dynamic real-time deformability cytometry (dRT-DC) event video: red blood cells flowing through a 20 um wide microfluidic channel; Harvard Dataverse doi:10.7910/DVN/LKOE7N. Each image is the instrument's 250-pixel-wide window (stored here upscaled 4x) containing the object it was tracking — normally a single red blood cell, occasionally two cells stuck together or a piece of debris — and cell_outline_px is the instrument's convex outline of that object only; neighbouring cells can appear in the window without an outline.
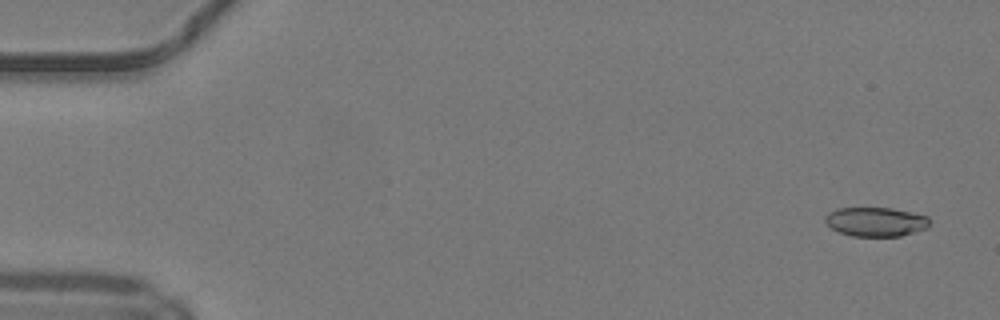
{"species": "common noctule bat (a hibernating species)", "species_latin": "Nyctalus noctula", "temperature_condition": "warm", "stored_images_in_passage": 50, "camera_frame_rate_fps": 3000, "um_per_image_px": 0.085, "animal": {"sex": "male", "body_mass_g": 19.2, "forearm_length_mm": 51.8}, "frame": {"image": 1, "passage_image": 3, "time_ms": 0.667, "image_size_px": [1000, 320], "cell_outline_px": [[928, 228], [900, 236], [852, 236], [840, 232], [832, 228], [824, 220], [824, 216], [828, 212], [836, 208], [892, 208], [928, 216]], "centroid_in_image_um": [74.42, 18.84], "position_along_channel_um": 10.6, "area_um2": 17.69}}
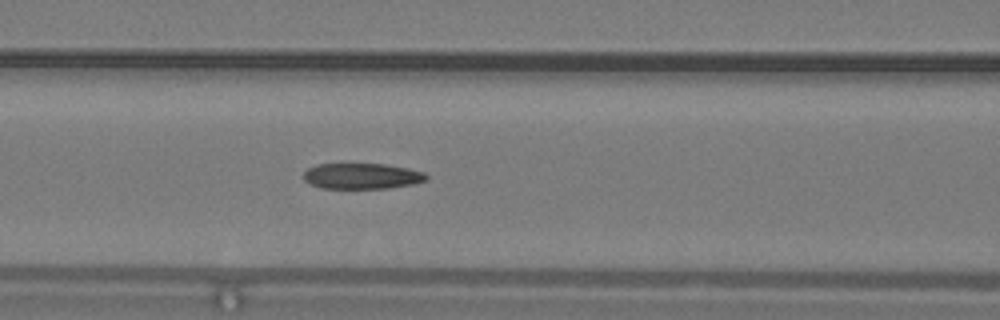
{"frame": {"image": 2, "passage_image": 22, "time_ms": 7.0, "image_size_px": [1000, 320], "cell_outline_px": [[428, 180], [412, 184], [388, 188], [324, 188], [312, 184], [304, 180], [304, 172], [308, 168], [316, 164], [384, 164], [408, 168], [424, 172], [428, 176]], "centroid_in_image_um": [30.79, 14.96], "position_along_channel_um": 135.8, "area_um2": 18.32}}
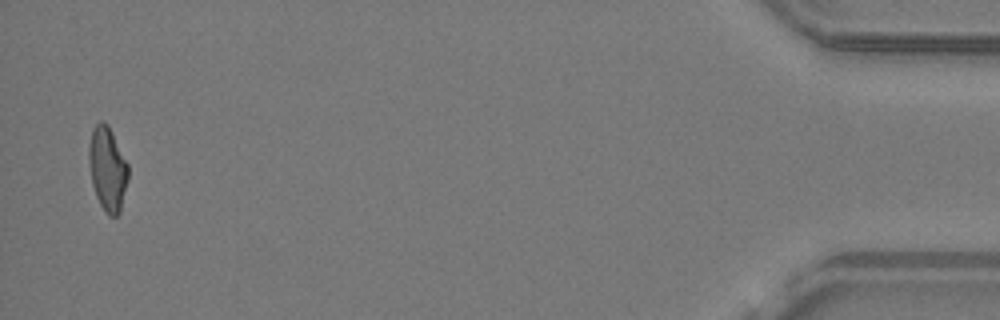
{"frame": {"image": 3, "passage_image": 49, "time_ms": 16.0, "image_size_px": [1000, 320], "cell_outline_px": [[128, 180], [120, 212], [116, 216], [108, 216], [104, 212], [96, 196], [92, 184], [88, 160], [88, 148], [92, 128], [100, 120], [104, 120], [108, 124], [128, 164]], "centroid_in_image_um": [9.13, 14.34], "position_along_channel_um": 426.1, "area_um2": 19.48}}